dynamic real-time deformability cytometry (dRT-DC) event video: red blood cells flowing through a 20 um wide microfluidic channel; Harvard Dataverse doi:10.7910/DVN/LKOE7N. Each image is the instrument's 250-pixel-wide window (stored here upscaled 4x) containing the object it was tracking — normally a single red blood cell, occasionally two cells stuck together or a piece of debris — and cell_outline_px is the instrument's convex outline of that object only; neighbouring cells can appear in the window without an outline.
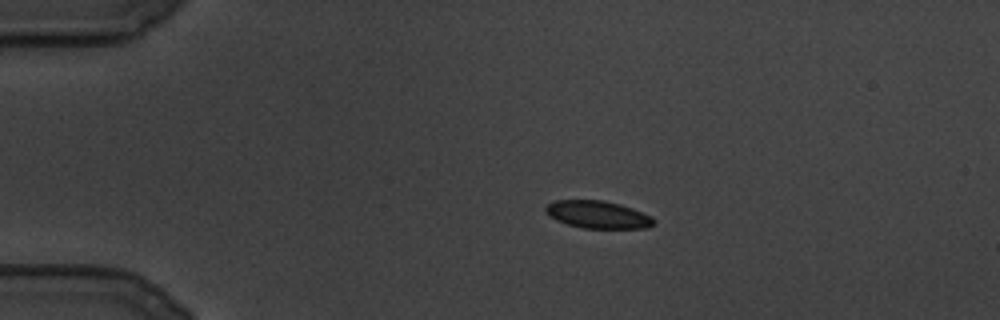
{"species": "common noctule bat (a hibernating species)", "species_latin": "Nyctalus noctula", "temperature_condition": "cold", "stored_images_in_passage": 94, "camera_frame_rate_fps": 3000, "um_per_image_px": 0.085, "animal": {"sex": "male", "body_mass_g": 19.5, "forearm_length_mm": 54.6}, "frame": {"image": 1, "passage_image": 1, "time_ms": 0.0, "image_size_px": [1000, 320], "cell_outline_px": [[656, 224], [648, 228], [580, 228], [556, 220], [544, 212], [544, 208], [552, 200], [604, 200], [620, 204], [632, 208], [652, 216], [656, 220]], "centroid_in_image_um": [50.82, 18.24], "position_along_channel_um": 34.2, "area_um2": 17.57}}
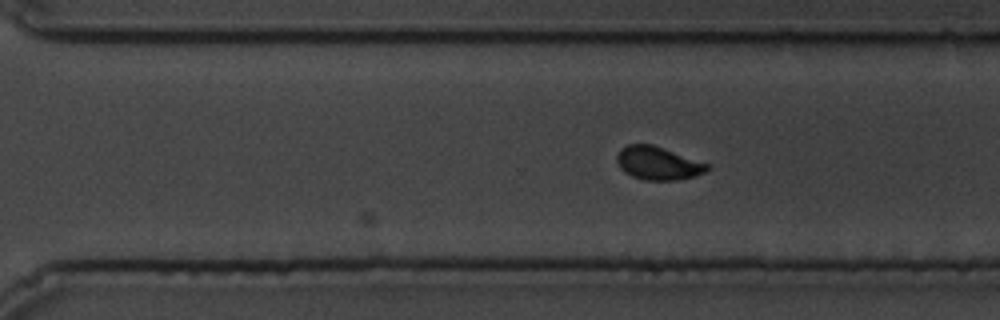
{"frame": {"image": 2, "passage_image": 58, "time_ms": 19.0, "image_size_px": [1000, 320], "cell_outline_px": [[712, 168], [696, 176], [676, 180], [644, 180], [632, 176], [624, 172], [620, 168], [616, 160], [616, 156], [620, 148], [628, 144], [652, 144], [712, 164]], "centroid_in_image_um": [55.96, 13.87], "position_along_channel_um": 314.6, "area_um2": 17.8}}
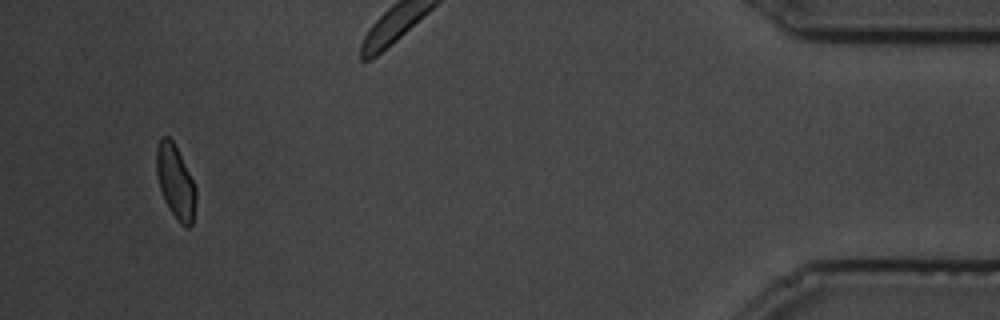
{"frame": {"image": 3, "passage_image": 88, "time_ms": 29.0, "image_size_px": [1000, 320], "cell_outline_px": [[196, 200], [192, 224], [188, 228], [180, 224], [176, 220], [168, 208], [164, 200], [160, 188], [156, 172], [156, 148], [160, 136], [168, 136], [172, 140], [196, 188]], "centroid_in_image_um": [14.9, 15.49], "position_along_channel_um": 420.3, "area_um2": 16.82}}